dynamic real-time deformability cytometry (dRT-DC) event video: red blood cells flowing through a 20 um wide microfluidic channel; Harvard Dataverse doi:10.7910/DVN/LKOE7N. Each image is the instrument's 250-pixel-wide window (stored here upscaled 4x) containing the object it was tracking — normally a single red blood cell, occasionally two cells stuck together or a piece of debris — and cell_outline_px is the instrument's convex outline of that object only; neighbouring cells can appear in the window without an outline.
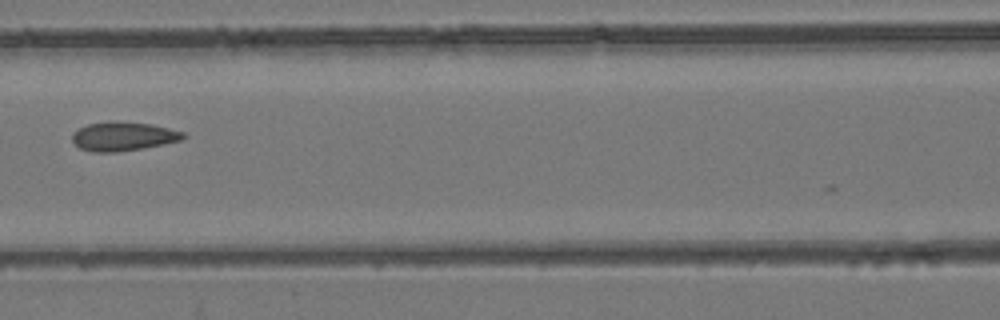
{"species": "common noctule bat (a hibernating species)", "species_latin": "Nyctalus noctula", "temperature_condition": "room temperature", "stored_images_in_passage": 8, "camera_frame_rate_fps": 3000, "um_per_image_px": 0.085, "animal": {"sex": "female", "body_mass_g": 24.6, "forearm_length_mm": 56.2}, "frame": {"image": 1, "passage_image": 7, "time_ms": 2.0, "image_size_px": [1000, 320], "cell_outline_px": [[188, 136], [180, 140], [164, 144], [144, 148], [116, 152], [92, 152], [80, 148], [72, 140], [72, 132], [88, 124], [112, 120], [116, 120], [152, 124], [184, 132]], "centroid_in_image_um": [10.48, 11.58], "position_along_channel_um": 156.1, "area_um2": 18.9}}